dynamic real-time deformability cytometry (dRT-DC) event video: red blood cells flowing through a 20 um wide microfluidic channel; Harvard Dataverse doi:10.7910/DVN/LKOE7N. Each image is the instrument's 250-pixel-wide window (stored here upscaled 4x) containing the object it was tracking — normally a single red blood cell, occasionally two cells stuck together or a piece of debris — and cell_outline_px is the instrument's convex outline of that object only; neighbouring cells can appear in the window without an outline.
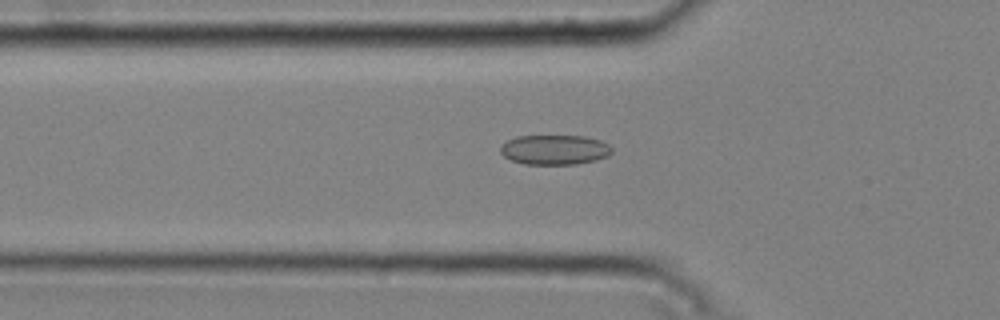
{"species": "common noctule bat (a hibernating species)", "species_latin": "Nyctalus noctula", "temperature_condition": "cold", "stored_images_in_passage": 36, "camera_frame_rate_fps": 3000, "um_per_image_px": 0.085, "animal": {"sex": "male", "body_mass_g": 20.4}, "frame": {"image": 1, "passage_image": 4, "time_ms": 1.0, "image_size_px": [1000, 320], "cell_outline_px": [[612, 152], [608, 156], [596, 160], [576, 164], [524, 164], [512, 160], [504, 156], [500, 152], [500, 148], [508, 140], [516, 136], [584, 136], [600, 140], [608, 144], [612, 148]], "centroid_in_image_um": [47.16, 12.73], "position_along_channel_um": 78.6, "area_um2": 19.31}}
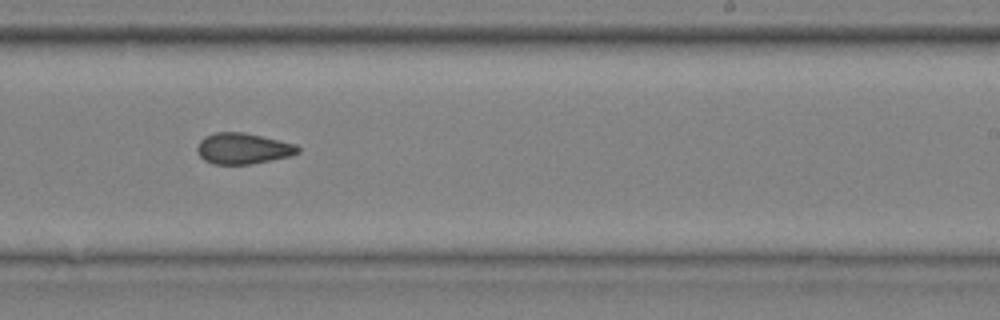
{"frame": {"image": 2, "passage_image": 19, "time_ms": 6.0, "image_size_px": [1000, 320], "cell_outline_px": [[300, 152], [292, 156], [272, 160], [248, 164], [212, 164], [204, 160], [196, 152], [196, 148], [200, 140], [204, 136], [216, 132], [244, 132], [296, 144], [300, 148]], "centroid_in_image_um": [20.65, 12.62], "position_along_channel_um": 268.4, "area_um2": 18.32}}
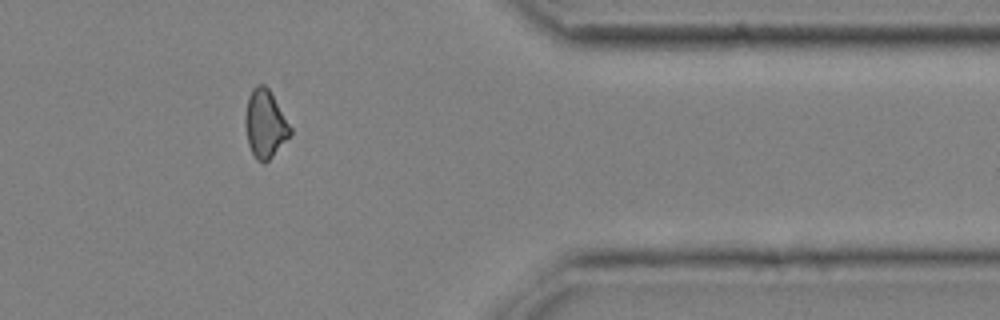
{"frame": {"image": 3, "passage_image": 30, "time_ms": 9.667, "image_size_px": [1000, 320], "cell_outline_px": [[292, 136], [264, 164], [256, 160], [248, 144], [244, 124], [244, 116], [248, 96], [252, 88], [256, 84], [264, 84], [268, 88], [292, 128]], "centroid_in_image_um": [22.53, 10.54], "position_along_channel_um": 388.9, "area_um2": 18.09}, "authors_computed_cell_mechanics": {"area_um2": 18.3226, "velocity_mm_per_s": 3.7899, "shape_relaxation_time_tau1_ms": 4.0547, "shape_relaxation_time_tau2_ms": 7.9597, "deformation_change_tau1": 0.0655, "deformation_change_tau2": 0.1513}}